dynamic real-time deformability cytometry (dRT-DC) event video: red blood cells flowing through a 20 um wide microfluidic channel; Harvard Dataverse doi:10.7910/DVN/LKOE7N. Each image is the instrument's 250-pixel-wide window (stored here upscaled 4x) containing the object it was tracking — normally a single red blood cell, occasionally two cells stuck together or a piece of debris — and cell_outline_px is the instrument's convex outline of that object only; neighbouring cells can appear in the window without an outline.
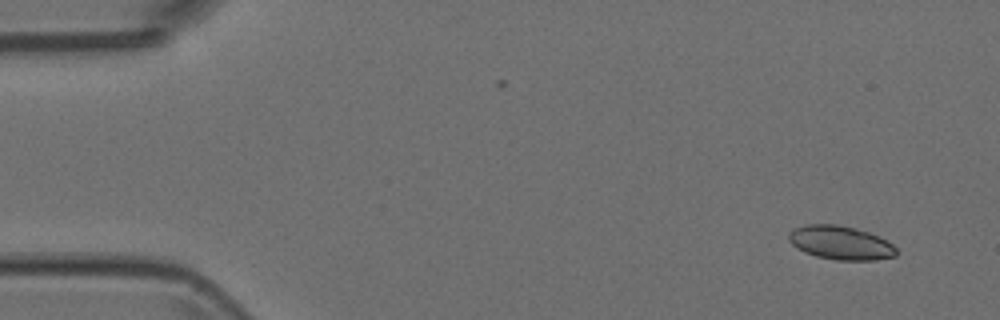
{"species": "Egyptian fruit bat (a non-hibernating species)", "species_latin": "Rousettus aegyptiacus", "temperature_condition": "room temperature", "stored_images_in_passage": 2, "camera_frame_rate_fps": 3000, "um_per_image_px": 0.085, "animal": {"sex": "female"}, "frame": {"image": 1, "passage_image": 2, "time_ms": 0.333, "image_size_px": [1000, 320], "cell_outline_px": [[896, 256], [876, 260], [836, 260], [816, 256], [804, 252], [796, 248], [788, 240], [788, 232], [792, 228], [804, 224], [836, 224], [856, 228], [880, 236], [892, 244], [896, 248]], "centroid_in_image_um": [71.42, 20.62], "position_along_channel_um": 13.6, "area_um2": 21.44}}